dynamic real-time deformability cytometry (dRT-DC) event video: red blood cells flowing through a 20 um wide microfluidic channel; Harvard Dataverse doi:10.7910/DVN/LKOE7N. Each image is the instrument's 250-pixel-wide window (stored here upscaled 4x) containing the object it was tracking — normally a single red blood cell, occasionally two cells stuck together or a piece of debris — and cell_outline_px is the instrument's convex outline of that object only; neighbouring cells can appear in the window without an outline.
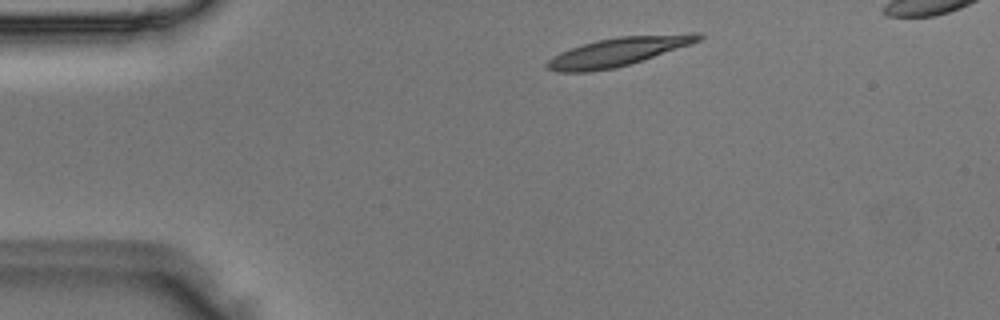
{"species": "Egyptian fruit bat (a non-hibernating species)", "species_latin": "Rousettus aegyptiacus", "temperature_condition": "room temperature", "stored_images_in_passage": 3, "camera_frame_rate_fps": 3000, "um_per_image_px": 0.085, "animal": {"sex": "male"}, "frame": {"image": 1, "passage_image": 2, "time_ms": 0.333, "image_size_px": [1000, 320], "cell_outline_px": [[704, 36], [700, 40], [692, 44], [628, 64], [612, 68], [592, 72], [556, 72], [544, 68], [544, 64], [552, 56], [560, 52], [596, 40], [620, 36], [692, 32], [700, 32]], "centroid_in_image_um": [52.54, 4.38], "position_along_channel_um": 32.5, "area_um2": 25.37}}